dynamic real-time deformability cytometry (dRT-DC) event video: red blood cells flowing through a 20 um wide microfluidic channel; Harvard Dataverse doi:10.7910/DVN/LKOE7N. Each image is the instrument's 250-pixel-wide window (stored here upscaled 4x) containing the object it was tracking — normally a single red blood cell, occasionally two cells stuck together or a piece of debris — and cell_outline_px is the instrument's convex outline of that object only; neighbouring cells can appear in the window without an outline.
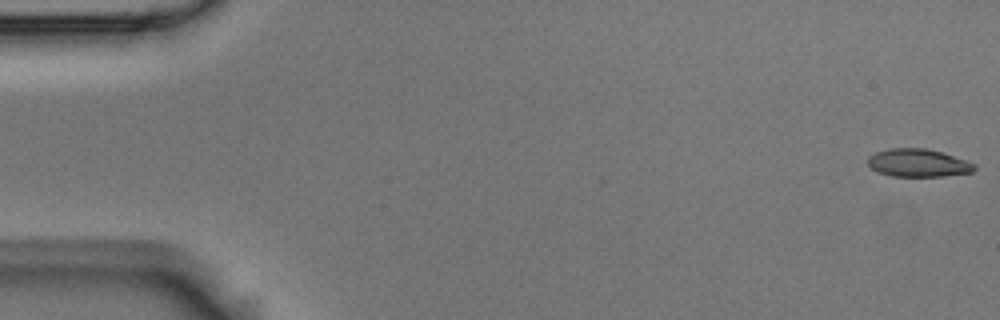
{"species": "Egyptian fruit bat (a non-hibernating species)", "species_latin": "Rousettus aegyptiacus", "temperature_condition": "room temperature", "stored_images_in_passage": 6, "camera_frame_rate_fps": 3000, "um_per_image_px": 0.085, "animal": {"sex": "male"}, "frame": {"image": 1, "passage_image": 1, "time_ms": 0.0, "image_size_px": [1000, 320], "cell_outline_px": [[976, 168], [972, 172], [944, 176], [892, 176], [880, 172], [872, 168], [868, 164], [868, 156], [876, 152], [888, 148], [928, 148], [944, 152], [976, 164]], "centroid_in_image_um": [78.07, 13.83], "position_along_channel_um": 6.9, "area_um2": 17.4}}